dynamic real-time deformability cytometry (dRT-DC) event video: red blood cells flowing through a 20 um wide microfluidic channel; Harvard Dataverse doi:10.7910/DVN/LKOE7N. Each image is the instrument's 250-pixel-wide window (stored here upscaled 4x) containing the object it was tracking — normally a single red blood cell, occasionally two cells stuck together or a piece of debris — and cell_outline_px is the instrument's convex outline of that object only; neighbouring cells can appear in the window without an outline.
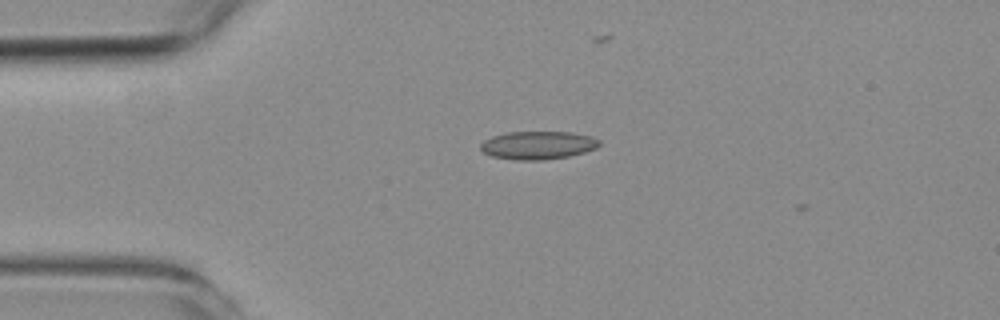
{"species": "common noctule bat (a hibernating species)", "species_latin": "Nyctalus noctula", "temperature_condition": "room temperature", "stored_images_in_passage": 2, "camera_frame_rate_fps": 3000, "um_per_image_px": 0.085, "animal": {"sex": "female", "body_mass_g": 19.3, "forearm_length_mm": 54.1}, "frame": {"image": 1, "passage_image": 1, "time_ms": 0.0, "image_size_px": [1000, 320], "cell_outline_px": [[600, 144], [596, 148], [584, 152], [568, 156], [544, 160], [516, 160], [492, 156], [484, 152], [480, 148], [480, 144], [484, 140], [492, 136], [508, 132], [572, 132], [592, 136], [600, 140]], "centroid_in_image_um": [45.73, 12.34], "position_along_channel_um": 39.3, "area_um2": 19.48}}